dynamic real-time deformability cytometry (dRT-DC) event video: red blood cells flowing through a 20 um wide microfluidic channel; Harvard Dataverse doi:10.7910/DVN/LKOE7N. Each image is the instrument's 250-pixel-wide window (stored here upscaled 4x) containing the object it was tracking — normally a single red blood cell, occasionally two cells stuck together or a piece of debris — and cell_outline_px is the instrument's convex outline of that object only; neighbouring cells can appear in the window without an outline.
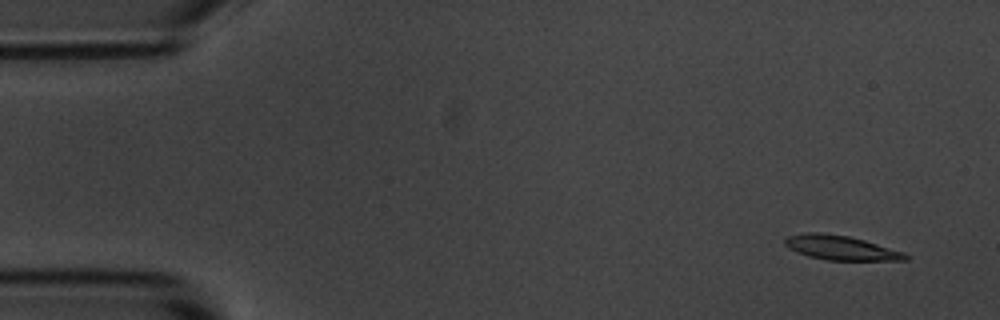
{"species": "common noctule bat (a hibernating species)", "species_latin": "Nyctalus noctula", "temperature_condition": "room temperature", "stored_images_in_passage": 12, "camera_frame_rate_fps": 3000, "um_per_image_px": 0.085, "animal": {"sex": "male", "body_mass_g": 20.1, "forearm_length_mm": 53.5}, "frame": {"image": 1, "passage_image": 1, "time_ms": 0.0, "image_size_px": [1000, 320], "cell_outline_px": [[908, 260], [828, 260], [808, 256], [788, 248], [784, 244], [784, 240], [788, 236], [804, 232], [820, 232], [848, 236], [864, 240], [904, 252], [908, 256]], "centroid_in_image_um": [71.44, 21.05], "position_along_channel_um": 13.6, "area_um2": 17.05}}
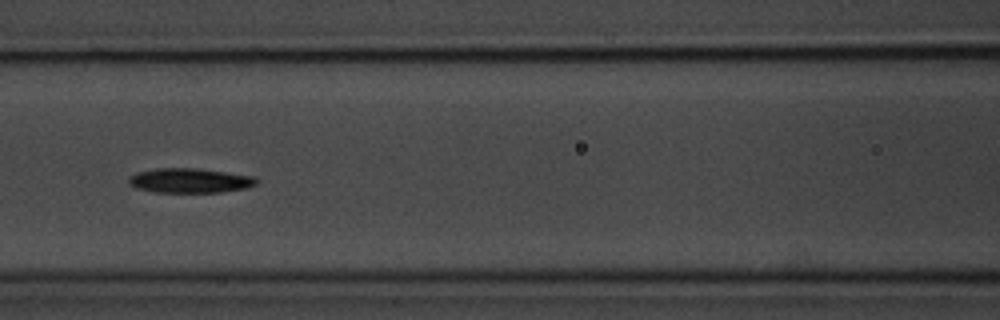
{"frame": {"image": 2, "passage_image": 6, "time_ms": 6.667, "image_size_px": [1000, 320], "cell_outline_px": [[260, 180], [256, 184], [248, 188], [220, 192], [152, 192], [136, 188], [128, 184], [128, 176], [136, 172], [156, 168], [196, 168], [256, 176]], "centroid_in_image_um": [16.13, 15.34], "position_along_channel_um": 150.5, "area_um2": 18.61}}
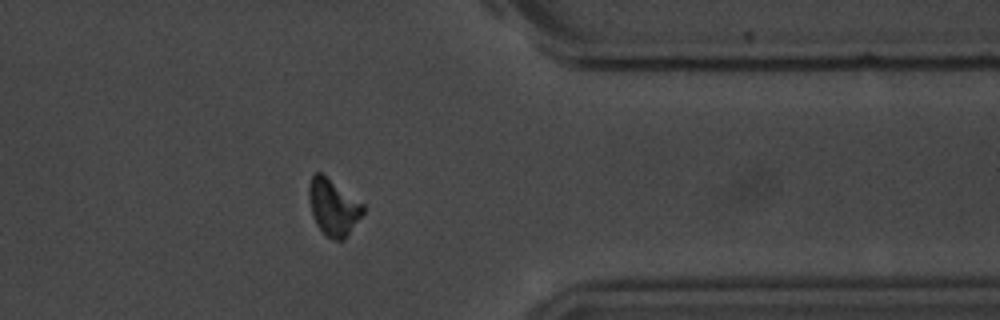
{"frame": {"image": 3, "passage_image": 12, "time_ms": 13.333, "image_size_px": [1000, 320], "cell_outline_px": [[364, 212], [344, 240], [332, 240], [316, 224], [312, 216], [308, 200], [308, 184], [312, 176], [316, 172], [320, 172], [364, 204]], "centroid_in_image_um": [28.31, 17.61], "position_along_channel_um": 383.1, "area_um2": 17.69}, "authors_computed_cell_mechanics": {"area_um2": 17.7735, "velocity_mm_per_s": 3.6906, "shape_relaxation_time_tau1_ms": 6.0213, "shape_relaxation_time_tau2_ms": null, "deformation_change_tau1": 0.1503, "deformation_change_tau2": null}}